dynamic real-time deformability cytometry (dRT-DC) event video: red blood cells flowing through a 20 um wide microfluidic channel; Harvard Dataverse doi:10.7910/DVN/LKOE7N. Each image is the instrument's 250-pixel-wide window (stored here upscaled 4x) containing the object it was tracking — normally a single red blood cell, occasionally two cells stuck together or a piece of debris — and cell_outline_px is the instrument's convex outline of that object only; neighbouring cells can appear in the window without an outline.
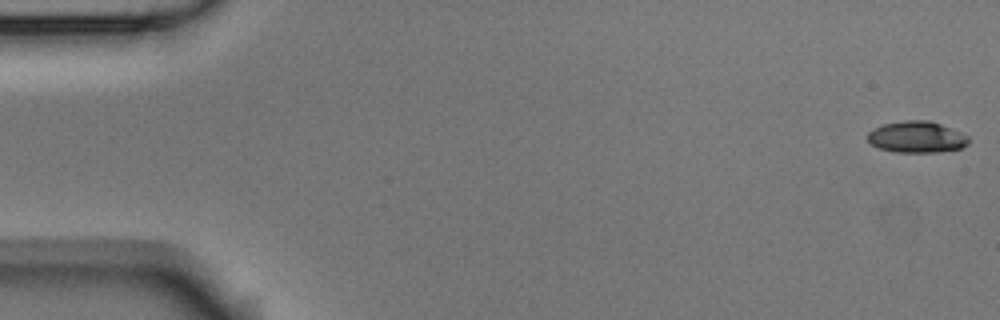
{"species": "Egyptian fruit bat (a non-hibernating species)", "species_latin": "Rousettus aegyptiacus", "temperature_condition": "room temperature", "stored_images_in_passage": 6, "camera_frame_rate_fps": 3000, "um_per_image_px": 0.085, "animal": {"sex": "male"}, "frame": {"image": 1, "passage_image": 1, "time_ms": 0.0, "image_size_px": [1000, 320], "cell_outline_px": [[968, 144], [960, 148], [936, 152], [896, 152], [880, 148], [872, 144], [868, 140], [868, 132], [872, 128], [884, 124], [904, 120], [928, 120], [940, 124], [960, 132], [968, 136]], "centroid_in_image_um": [77.9, 11.64], "position_along_channel_um": 7.1, "area_um2": 18.32}}
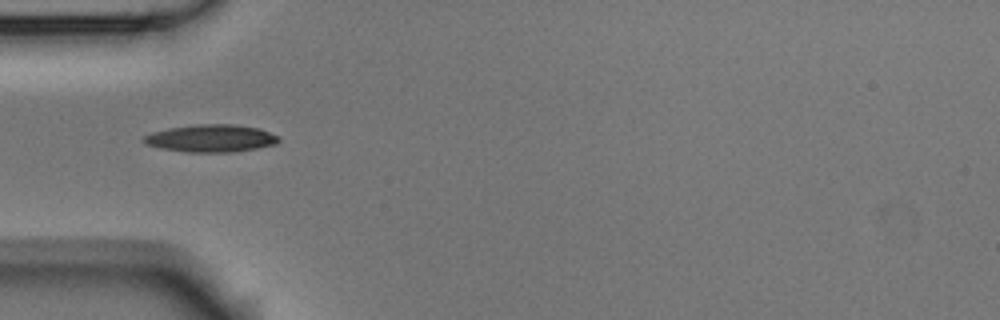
{"frame": {"image": 2, "passage_image": 5, "time_ms": 1.333, "image_size_px": [1000, 320], "cell_outline_px": [[280, 140], [276, 144], [256, 148], [232, 152], [184, 152], [160, 148], [144, 144], [140, 140], [144, 136], [152, 132], [168, 128], [200, 124], [232, 124], [260, 128], [280, 136]], "centroid_in_image_um": [17.92, 11.76], "position_along_channel_um": 67.1, "area_um2": 21.79}}
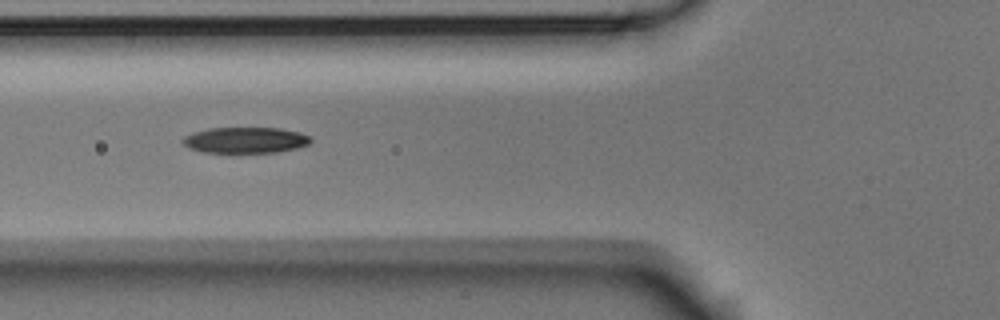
{"frame": {"image": 3, "passage_image": 6, "time_ms": 1.667, "image_size_px": [1000, 320], "cell_outline_px": [[312, 140], [308, 144], [296, 148], [276, 152], [204, 152], [188, 148], [180, 140], [184, 136], [192, 132], [208, 128], [280, 128], [300, 132], [312, 136]], "centroid_in_image_um": [20.85, 11.9], "position_along_channel_um": 105.0, "area_um2": 19.42}}